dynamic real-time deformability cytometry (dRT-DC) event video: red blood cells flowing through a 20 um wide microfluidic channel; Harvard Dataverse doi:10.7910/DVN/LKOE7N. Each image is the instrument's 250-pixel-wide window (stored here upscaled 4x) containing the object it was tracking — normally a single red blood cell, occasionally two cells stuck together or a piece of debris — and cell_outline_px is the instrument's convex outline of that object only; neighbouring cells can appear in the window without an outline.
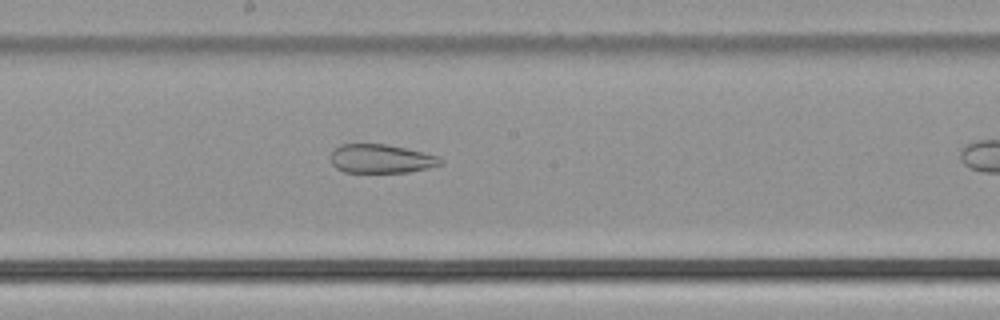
{"species": "common noctule bat (a hibernating species)", "species_latin": "Nyctalus noctula", "temperature_condition": "cold", "stored_images_in_passage": 27, "camera_frame_rate_fps": 3000, "um_per_image_px": 0.085, "animal": {"sex": "male", "body_mass_g": 21.5, "forearm_length_mm": 52.0}, "frame": {"image": 1, "passage_image": 23, "time_ms": 7.333, "image_size_px": [1000, 320], "cell_outline_px": [[444, 160], [440, 164], [428, 168], [408, 172], [344, 172], [336, 168], [332, 164], [332, 152], [340, 144], [388, 144], [440, 156]], "centroid_in_image_um": [32.42, 13.49], "position_along_channel_um": 215.8, "area_um2": 18.38}}